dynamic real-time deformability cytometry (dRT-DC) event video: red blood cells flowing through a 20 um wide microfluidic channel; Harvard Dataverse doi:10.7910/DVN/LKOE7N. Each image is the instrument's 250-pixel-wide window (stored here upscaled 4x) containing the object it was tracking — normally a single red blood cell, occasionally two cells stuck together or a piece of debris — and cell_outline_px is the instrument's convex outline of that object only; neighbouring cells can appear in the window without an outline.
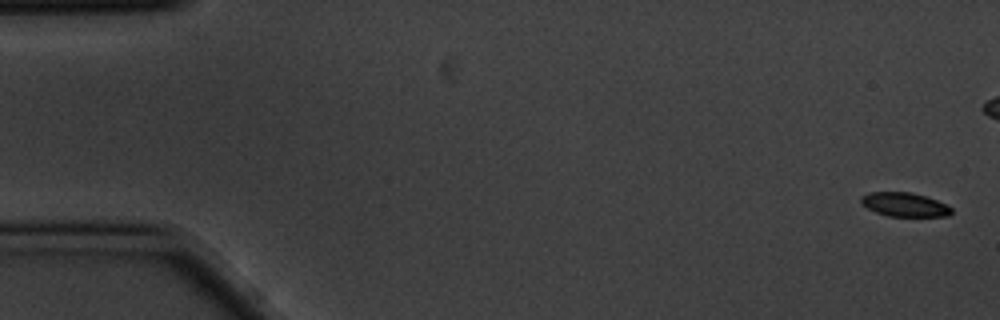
{"species": "common noctule bat (a hibernating species)", "species_latin": "Nyctalus noctula", "temperature_condition": "cold", "stored_images_in_passage": 16, "camera_frame_rate_fps": 3000, "um_per_image_px": 0.085, "animal": {"sex": "male", "body_mass_g": 20.1, "forearm_length_mm": 53.5}, "frame": {"image": 1, "passage_image": 1, "time_ms": 0.0, "image_size_px": [1000, 320], "cell_outline_px": [[952, 212], [948, 216], [888, 216], [876, 212], [868, 208], [860, 200], [860, 196], [868, 192], [912, 192], [936, 200], [952, 208]], "centroid_in_image_um": [76.87, 17.38], "position_along_channel_um": 8.1, "area_um2": 12.48}}
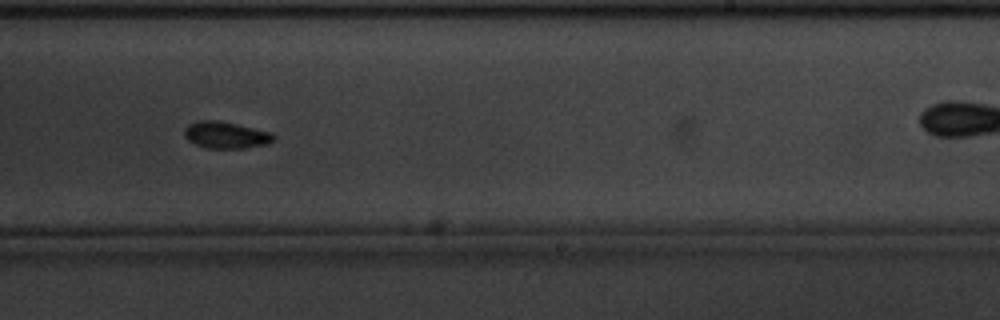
{"frame": {"image": 2, "passage_image": 10, "time_ms": 3.0, "image_size_px": [1000, 320], "cell_outline_px": [[276, 136], [268, 144], [244, 148], [208, 148], [196, 144], [188, 140], [184, 136], [184, 128], [188, 124], [200, 120], [220, 120], [272, 132]], "centroid_in_image_um": [19.2, 11.46], "position_along_channel_um": 269.8, "area_um2": 13.99}}